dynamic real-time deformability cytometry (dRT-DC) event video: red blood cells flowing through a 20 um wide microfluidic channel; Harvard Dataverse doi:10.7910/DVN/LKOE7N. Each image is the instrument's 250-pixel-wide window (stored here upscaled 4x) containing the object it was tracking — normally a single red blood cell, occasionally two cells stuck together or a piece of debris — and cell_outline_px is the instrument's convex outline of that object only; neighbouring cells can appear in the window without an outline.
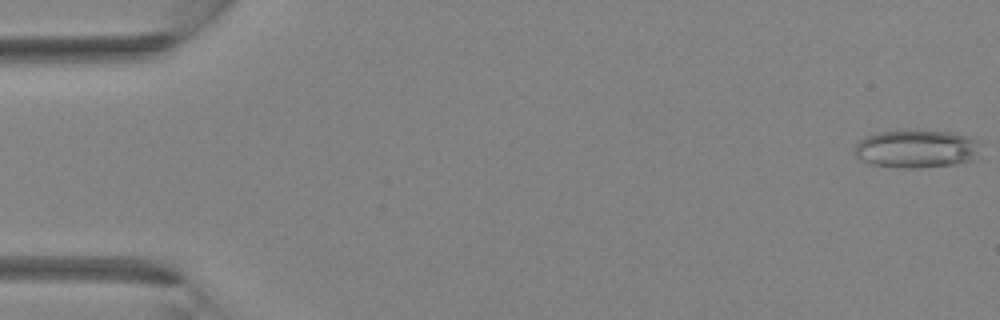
{"species": "Egyptian fruit bat (a non-hibernating species)", "species_latin": "Rousettus aegyptiacus", "temperature_condition": "room temperature", "stored_images_in_passage": 37, "camera_frame_rate_fps": 3000, "um_per_image_px": 0.085, "animal": {"sex": "female"}, "frame": {"image": 1, "passage_image": 1, "time_ms": 0.0, "image_size_px": [1000, 320], "cell_outline_px": [[984, 144], [980, 160], [956, 164], [920, 168], [896, 168], [868, 164], [860, 160], [852, 152], [856, 144], [864, 136], [880, 132], [952, 132], [972, 136]], "centroid_in_image_um": [78.01, 12.69], "position_along_channel_um": 7.0, "area_um2": 28.73}}
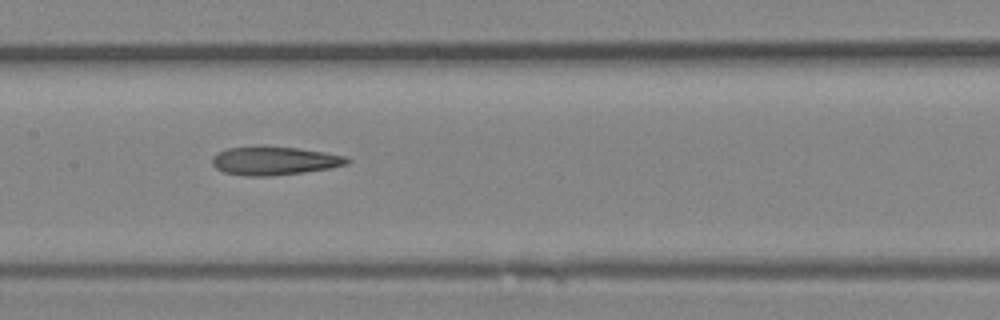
{"frame": {"image": 2, "passage_image": 19, "time_ms": 6.0, "image_size_px": [1000, 320], "cell_outline_px": [[352, 160], [348, 164], [328, 168], [304, 172], [272, 176], [244, 176], [224, 172], [216, 168], [212, 164], [212, 156], [216, 152], [228, 148], [256, 144], [264, 144], [296, 148], [324, 152], [344, 156]], "centroid_in_image_um": [23.26, 13.64], "position_along_channel_um": 184.1, "area_um2": 22.95}}
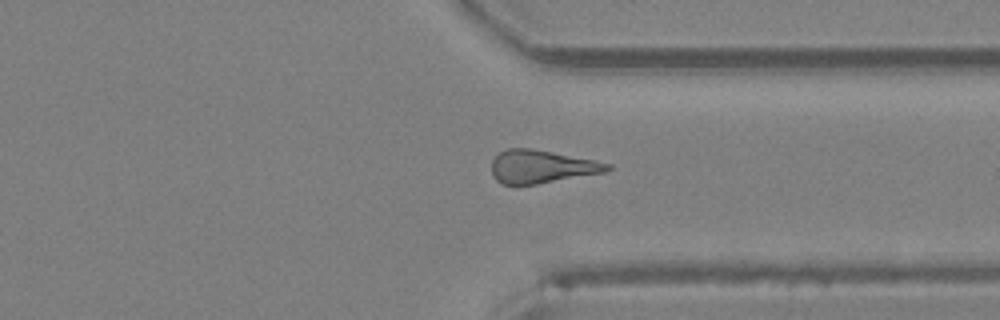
{"frame": {"image": 3, "passage_image": 29, "time_ms": 9.333, "image_size_px": [1000, 320], "cell_outline_px": [[612, 168], [604, 172], [536, 184], [504, 184], [496, 180], [492, 176], [492, 160], [500, 152], [508, 148], [532, 148], [612, 164]], "centroid_in_image_um": [46.0, 14.16], "position_along_channel_um": 365.4, "area_um2": 21.96}}